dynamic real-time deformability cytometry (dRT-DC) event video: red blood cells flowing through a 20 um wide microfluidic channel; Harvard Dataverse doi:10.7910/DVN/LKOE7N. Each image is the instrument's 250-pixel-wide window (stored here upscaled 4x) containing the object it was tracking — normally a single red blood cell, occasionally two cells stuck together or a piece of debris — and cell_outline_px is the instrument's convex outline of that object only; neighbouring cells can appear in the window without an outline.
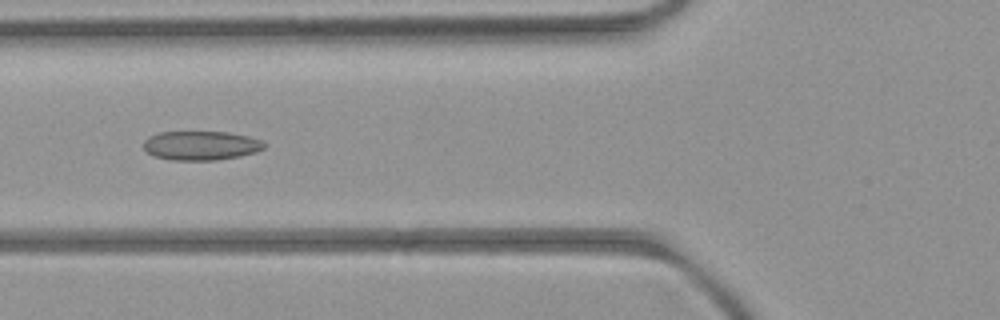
{"species": "common noctule bat (a hibernating species)", "species_latin": "Nyctalus noctula", "temperature_condition": "room temperature", "stored_images_in_passage": 6, "camera_frame_rate_fps": 3000, "um_per_image_px": 0.085, "animal": {"sex": "female", "body_mass_g": 21.9}, "frame": {"image": 1, "passage_image": 5, "time_ms": 4.333, "image_size_px": [1000, 320], "cell_outline_px": [[264, 148], [256, 152], [240, 156], [216, 160], [172, 160], [152, 156], [144, 148], [144, 140], [148, 136], [160, 132], [228, 132], [248, 136], [260, 140], [264, 144]], "centroid_in_image_um": [17.05, 12.37], "position_along_channel_um": 108.7, "area_um2": 20.46}}
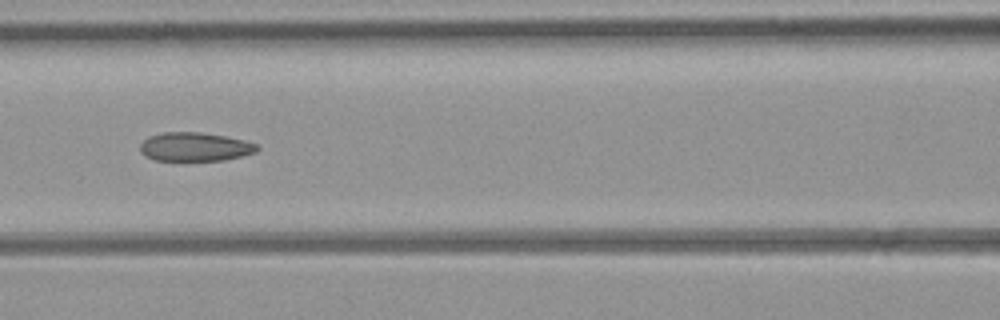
{"frame": {"image": 2, "passage_image": 6, "time_ms": 5.333, "image_size_px": [1000, 320], "cell_outline_px": [[260, 148], [256, 152], [224, 160], [156, 160], [144, 156], [140, 152], [140, 144], [148, 136], [164, 132], [200, 132], [224, 136], [244, 140], [256, 144]], "centroid_in_image_um": [16.54, 12.47], "position_along_channel_um": 150.1, "area_um2": 19.54}}